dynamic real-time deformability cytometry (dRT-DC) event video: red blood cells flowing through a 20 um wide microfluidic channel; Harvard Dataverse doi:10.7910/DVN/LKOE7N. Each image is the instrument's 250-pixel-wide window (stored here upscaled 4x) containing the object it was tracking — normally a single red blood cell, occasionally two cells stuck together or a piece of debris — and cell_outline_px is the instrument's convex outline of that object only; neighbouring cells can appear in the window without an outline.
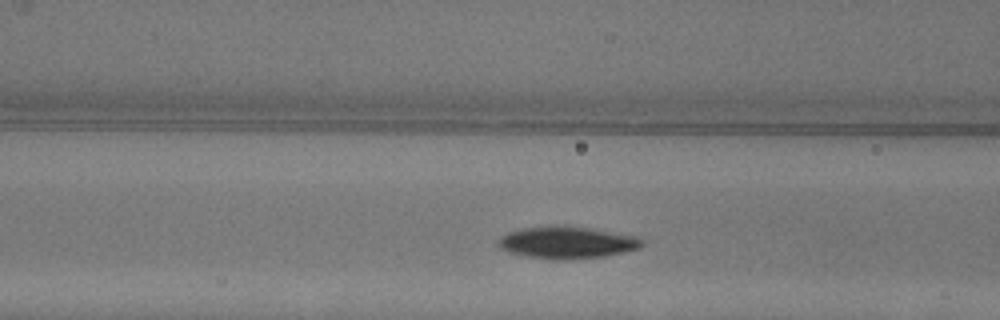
{"species": "common noctule bat (a hibernating species)", "species_latin": "Nyctalus noctula", "temperature_condition": "warm", "stored_images_in_passage": 42, "camera_frame_rate_fps": 3000, "um_per_image_px": 0.085, "animal": {"sex": "female"}, "frame": {"image": 1, "passage_image": 11, "time_ms": 3.333, "image_size_px": [1000, 320], "cell_outline_px": [[644, 244], [640, 248], [604, 256], [564, 260], [528, 256], [512, 252], [500, 248], [496, 244], [496, 240], [500, 236], [508, 232], [524, 228], [556, 224], [592, 228], [640, 236], [644, 240]], "centroid_in_image_um": [48.23, 20.58], "position_along_channel_um": 118.4, "area_um2": 27.11}}
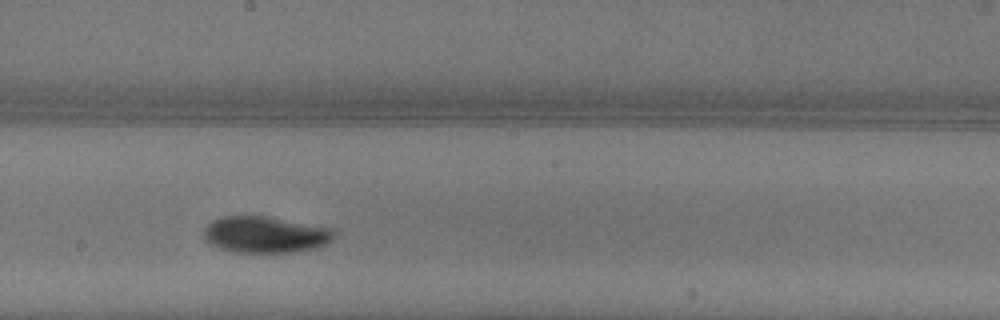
{"frame": {"image": 2, "passage_image": 19, "time_ms": 6.0, "image_size_px": [1000, 320], "cell_outline_px": [[332, 240], [324, 244], [312, 248], [292, 252], [236, 252], [220, 248], [212, 244], [204, 236], [204, 228], [212, 220], [224, 216], [264, 216], [332, 228]], "centroid_in_image_um": [22.51, 19.93], "position_along_channel_um": 225.7, "area_um2": 27.05}}
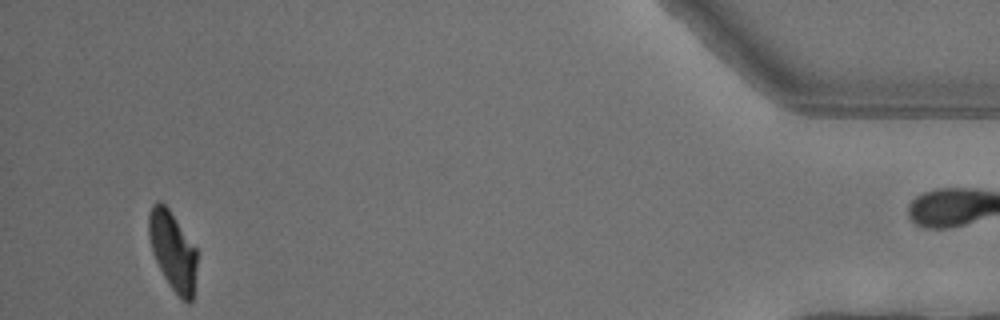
{"frame": {"image": 3, "passage_image": 39, "time_ms": 12.667, "image_size_px": [1000, 320], "cell_outline_px": [[196, 268], [192, 300], [188, 304], [172, 288], [164, 276], [152, 252], [148, 236], [148, 216], [152, 204], [160, 200], [168, 208], [196, 248]], "centroid_in_image_um": [14.66, 21.28], "position_along_channel_um": 420.5, "area_um2": 21.73}, "authors_computed_cell_mechanics": {"area_um2": 25.8077, "velocity_mm_per_s": 4.0313, "shape_relaxation_time_tau1_ms": 2.9884, "shape_relaxation_time_tau2_ms": null, "deformation_change_tau1": 0.1503, "deformation_change_tau2": null}}